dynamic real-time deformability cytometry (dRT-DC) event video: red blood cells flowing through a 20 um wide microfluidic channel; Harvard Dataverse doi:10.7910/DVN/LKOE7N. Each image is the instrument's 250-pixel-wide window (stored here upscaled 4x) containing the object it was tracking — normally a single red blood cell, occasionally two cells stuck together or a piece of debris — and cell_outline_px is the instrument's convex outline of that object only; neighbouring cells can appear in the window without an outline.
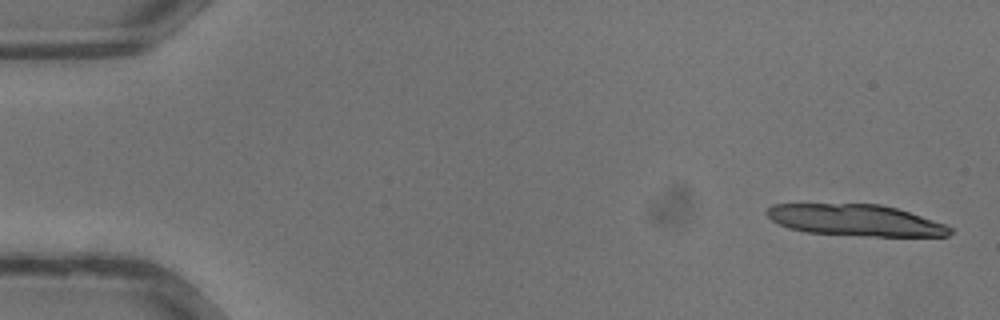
{"species": "common noctule bat (a hibernating species)", "species_latin": "Nyctalus noctula", "temperature_condition": "warm", "stored_images_in_passage": 35, "camera_frame_rate_fps": 3000, "um_per_image_px": 0.085, "animal": {"sex": "male", "body_mass_g": 13.3}, "frame": {"image": 1, "passage_image": 1, "time_ms": 0.0, "image_size_px": [1000, 320], "cell_outline_px": [[952, 232], [948, 236], [864, 236], [804, 232], [788, 228], [772, 220], [764, 212], [772, 204], [880, 204], [896, 208], [944, 224], [952, 228]], "centroid_in_image_um": [72.68, 18.72], "position_along_channel_um": 12.3, "area_um2": 33.41}}
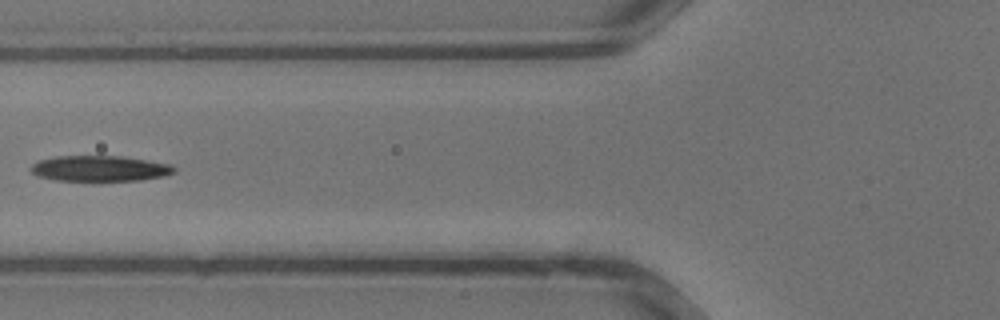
{"frame": {"image": 2, "passage_image": 14, "time_ms": 4.333, "image_size_px": [1000, 320], "cell_outline_px": [[176, 172], [164, 176], [140, 180], [56, 180], [36, 176], [28, 168], [36, 160], [56, 156], [124, 156], [172, 164], [176, 168]], "centroid_in_image_um": [8.47, 14.31], "position_along_channel_um": 117.3, "area_um2": 21.62}}
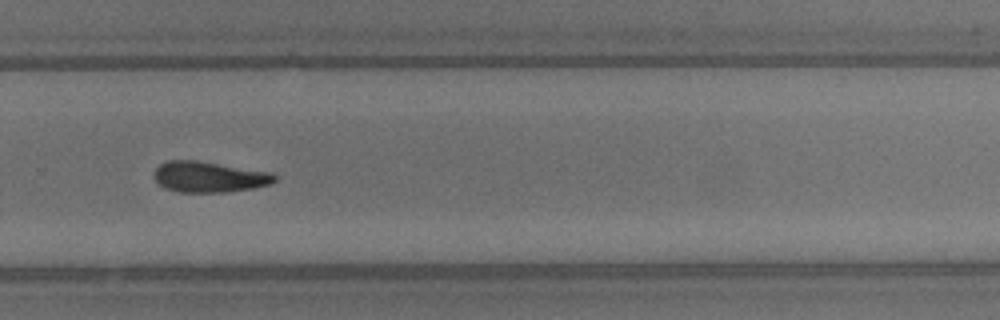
{"frame": {"image": 3, "passage_image": 24, "time_ms": 7.667, "image_size_px": [1000, 320], "cell_outline_px": [[276, 180], [272, 184], [252, 188], [224, 192], [180, 192], [164, 188], [152, 176], [152, 172], [160, 164], [168, 160], [200, 160], [272, 172], [276, 176]], "centroid_in_image_um": [17.77, 15.02], "position_along_channel_um": 312.0, "area_um2": 21.91}}